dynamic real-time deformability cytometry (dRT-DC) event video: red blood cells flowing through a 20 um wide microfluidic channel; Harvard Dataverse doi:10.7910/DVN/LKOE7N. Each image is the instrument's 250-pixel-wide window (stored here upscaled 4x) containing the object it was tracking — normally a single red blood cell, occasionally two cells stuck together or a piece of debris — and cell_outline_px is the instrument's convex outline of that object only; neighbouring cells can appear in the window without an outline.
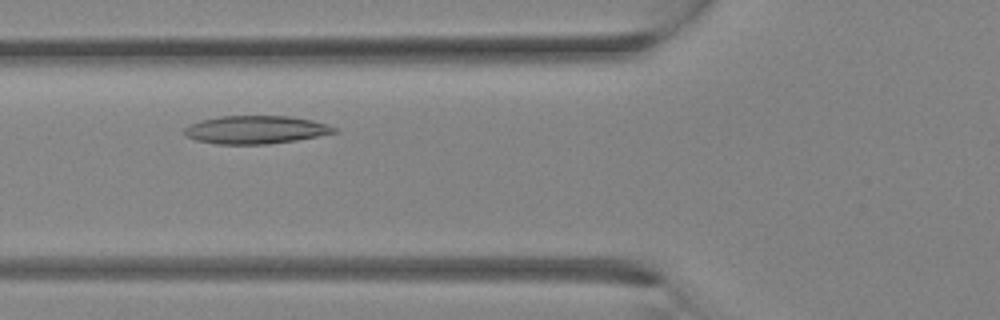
{"species": "Egyptian fruit bat (a non-hibernating species)", "species_latin": "Rousettus aegyptiacus", "temperature_condition": "room temperature", "stored_images_in_passage": 15, "camera_frame_rate_fps": 3000, "um_per_image_px": 0.085, "animal": {"sex": "female"}, "frame": {"image": 1, "passage_image": 7, "time_ms": 2.0, "image_size_px": [1000, 320], "cell_outline_px": [[340, 132], [296, 140], [268, 144], [216, 144], [196, 140], [184, 136], [184, 128], [200, 120], [220, 116], [288, 116], [312, 120], [328, 124], [336, 128]], "centroid_in_image_um": [21.75, 11.03], "position_along_channel_um": 104.1, "area_um2": 24.57}}
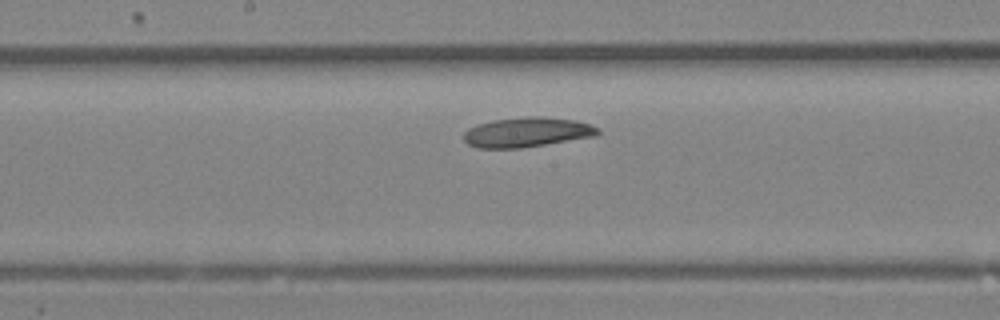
{"frame": {"image": 2, "passage_image": 12, "time_ms": 3.667, "image_size_px": [1000, 320], "cell_outline_px": [[600, 132], [596, 136], [520, 148], [476, 148], [468, 144], [464, 140], [464, 132], [468, 128], [476, 124], [492, 120], [528, 116], [544, 116], [576, 120], [600, 128]], "centroid_in_image_um": [44.78, 11.23], "position_along_channel_um": 203.4, "area_um2": 23.41}}
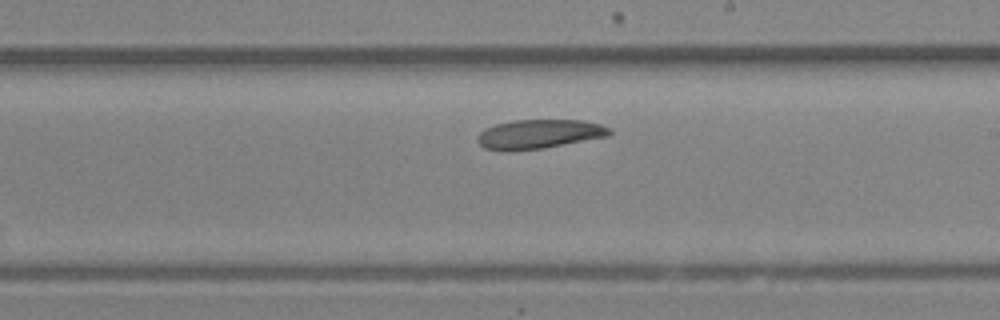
{"frame": {"image": 3, "passage_image": 14, "time_ms": 4.333, "image_size_px": [1000, 320], "cell_outline_px": [[612, 132], [608, 136], [544, 148], [508, 152], [484, 148], [476, 140], [476, 136], [484, 128], [496, 124], [512, 120], [584, 120], [600, 124], [612, 128]], "centroid_in_image_um": [45.8, 11.4], "position_along_channel_um": 243.2, "area_um2": 22.77}}